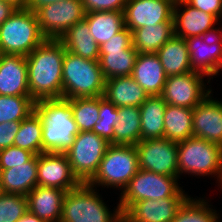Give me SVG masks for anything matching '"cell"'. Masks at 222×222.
I'll list each match as a JSON object with an SVG mask.
<instances>
[{"label": "cell", "mask_w": 222, "mask_h": 222, "mask_svg": "<svg viewBox=\"0 0 222 222\" xmlns=\"http://www.w3.org/2000/svg\"><path fill=\"white\" fill-rule=\"evenodd\" d=\"M222 173V146L196 137L178 142V177L211 176L219 182Z\"/></svg>", "instance_id": "cell-8"}, {"label": "cell", "mask_w": 222, "mask_h": 222, "mask_svg": "<svg viewBox=\"0 0 222 222\" xmlns=\"http://www.w3.org/2000/svg\"><path fill=\"white\" fill-rule=\"evenodd\" d=\"M84 19L89 24L91 36L99 46L125 28L123 11L88 12Z\"/></svg>", "instance_id": "cell-28"}, {"label": "cell", "mask_w": 222, "mask_h": 222, "mask_svg": "<svg viewBox=\"0 0 222 222\" xmlns=\"http://www.w3.org/2000/svg\"><path fill=\"white\" fill-rule=\"evenodd\" d=\"M38 155L16 167L0 170L1 192L27 196L37 186Z\"/></svg>", "instance_id": "cell-22"}, {"label": "cell", "mask_w": 222, "mask_h": 222, "mask_svg": "<svg viewBox=\"0 0 222 222\" xmlns=\"http://www.w3.org/2000/svg\"><path fill=\"white\" fill-rule=\"evenodd\" d=\"M61 0H28L26 9L36 12L39 8Z\"/></svg>", "instance_id": "cell-44"}, {"label": "cell", "mask_w": 222, "mask_h": 222, "mask_svg": "<svg viewBox=\"0 0 222 222\" xmlns=\"http://www.w3.org/2000/svg\"><path fill=\"white\" fill-rule=\"evenodd\" d=\"M85 13L81 0H61L35 12L47 39H60L70 27L84 19Z\"/></svg>", "instance_id": "cell-11"}, {"label": "cell", "mask_w": 222, "mask_h": 222, "mask_svg": "<svg viewBox=\"0 0 222 222\" xmlns=\"http://www.w3.org/2000/svg\"><path fill=\"white\" fill-rule=\"evenodd\" d=\"M35 101L30 96L0 95V123L21 122L34 111Z\"/></svg>", "instance_id": "cell-35"}, {"label": "cell", "mask_w": 222, "mask_h": 222, "mask_svg": "<svg viewBox=\"0 0 222 222\" xmlns=\"http://www.w3.org/2000/svg\"><path fill=\"white\" fill-rule=\"evenodd\" d=\"M188 198L147 199L135 202L124 214L123 222H172Z\"/></svg>", "instance_id": "cell-18"}, {"label": "cell", "mask_w": 222, "mask_h": 222, "mask_svg": "<svg viewBox=\"0 0 222 222\" xmlns=\"http://www.w3.org/2000/svg\"><path fill=\"white\" fill-rule=\"evenodd\" d=\"M167 103L160 95L149 96L139 107L141 116L140 141L164 137V111Z\"/></svg>", "instance_id": "cell-27"}, {"label": "cell", "mask_w": 222, "mask_h": 222, "mask_svg": "<svg viewBox=\"0 0 222 222\" xmlns=\"http://www.w3.org/2000/svg\"><path fill=\"white\" fill-rule=\"evenodd\" d=\"M179 177L157 174L139 169L126 188L119 194V202L124 214L135 202L147 199L189 198L180 185Z\"/></svg>", "instance_id": "cell-5"}, {"label": "cell", "mask_w": 222, "mask_h": 222, "mask_svg": "<svg viewBox=\"0 0 222 222\" xmlns=\"http://www.w3.org/2000/svg\"><path fill=\"white\" fill-rule=\"evenodd\" d=\"M209 202L207 197L204 199L190 196L178 209L172 222H220L221 215Z\"/></svg>", "instance_id": "cell-33"}, {"label": "cell", "mask_w": 222, "mask_h": 222, "mask_svg": "<svg viewBox=\"0 0 222 222\" xmlns=\"http://www.w3.org/2000/svg\"><path fill=\"white\" fill-rule=\"evenodd\" d=\"M81 184L65 153L42 152L38 155L37 185L71 191Z\"/></svg>", "instance_id": "cell-15"}, {"label": "cell", "mask_w": 222, "mask_h": 222, "mask_svg": "<svg viewBox=\"0 0 222 222\" xmlns=\"http://www.w3.org/2000/svg\"><path fill=\"white\" fill-rule=\"evenodd\" d=\"M27 211L26 196L0 192V222H17Z\"/></svg>", "instance_id": "cell-37"}, {"label": "cell", "mask_w": 222, "mask_h": 222, "mask_svg": "<svg viewBox=\"0 0 222 222\" xmlns=\"http://www.w3.org/2000/svg\"><path fill=\"white\" fill-rule=\"evenodd\" d=\"M104 98L117 108L125 106L140 107L149 97L132 76H123L105 80Z\"/></svg>", "instance_id": "cell-23"}, {"label": "cell", "mask_w": 222, "mask_h": 222, "mask_svg": "<svg viewBox=\"0 0 222 222\" xmlns=\"http://www.w3.org/2000/svg\"><path fill=\"white\" fill-rule=\"evenodd\" d=\"M63 99L103 96L105 79L99 61L66 51L63 59Z\"/></svg>", "instance_id": "cell-4"}, {"label": "cell", "mask_w": 222, "mask_h": 222, "mask_svg": "<svg viewBox=\"0 0 222 222\" xmlns=\"http://www.w3.org/2000/svg\"><path fill=\"white\" fill-rule=\"evenodd\" d=\"M46 39L36 14L28 9H16L0 25L1 54L27 56Z\"/></svg>", "instance_id": "cell-6"}, {"label": "cell", "mask_w": 222, "mask_h": 222, "mask_svg": "<svg viewBox=\"0 0 222 222\" xmlns=\"http://www.w3.org/2000/svg\"><path fill=\"white\" fill-rule=\"evenodd\" d=\"M59 40L66 51L84 59L99 61L100 46L91 36L89 24L85 19L70 27Z\"/></svg>", "instance_id": "cell-24"}, {"label": "cell", "mask_w": 222, "mask_h": 222, "mask_svg": "<svg viewBox=\"0 0 222 222\" xmlns=\"http://www.w3.org/2000/svg\"><path fill=\"white\" fill-rule=\"evenodd\" d=\"M131 76L149 96L161 95L167 77L156 53H138Z\"/></svg>", "instance_id": "cell-21"}, {"label": "cell", "mask_w": 222, "mask_h": 222, "mask_svg": "<svg viewBox=\"0 0 222 222\" xmlns=\"http://www.w3.org/2000/svg\"><path fill=\"white\" fill-rule=\"evenodd\" d=\"M17 222H46L38 216L27 211Z\"/></svg>", "instance_id": "cell-45"}, {"label": "cell", "mask_w": 222, "mask_h": 222, "mask_svg": "<svg viewBox=\"0 0 222 222\" xmlns=\"http://www.w3.org/2000/svg\"><path fill=\"white\" fill-rule=\"evenodd\" d=\"M190 63L194 71L210 79L222 71V30L211 36H193L185 39Z\"/></svg>", "instance_id": "cell-14"}, {"label": "cell", "mask_w": 222, "mask_h": 222, "mask_svg": "<svg viewBox=\"0 0 222 222\" xmlns=\"http://www.w3.org/2000/svg\"><path fill=\"white\" fill-rule=\"evenodd\" d=\"M15 11L16 8L11 4L0 0V25L3 24Z\"/></svg>", "instance_id": "cell-43"}, {"label": "cell", "mask_w": 222, "mask_h": 222, "mask_svg": "<svg viewBox=\"0 0 222 222\" xmlns=\"http://www.w3.org/2000/svg\"><path fill=\"white\" fill-rule=\"evenodd\" d=\"M139 168L178 177V143L166 138L141 140L135 145Z\"/></svg>", "instance_id": "cell-12"}, {"label": "cell", "mask_w": 222, "mask_h": 222, "mask_svg": "<svg viewBox=\"0 0 222 222\" xmlns=\"http://www.w3.org/2000/svg\"><path fill=\"white\" fill-rule=\"evenodd\" d=\"M139 169L136 146L110 144L98 171L87 184L96 189L110 187L122 192Z\"/></svg>", "instance_id": "cell-7"}, {"label": "cell", "mask_w": 222, "mask_h": 222, "mask_svg": "<svg viewBox=\"0 0 222 222\" xmlns=\"http://www.w3.org/2000/svg\"><path fill=\"white\" fill-rule=\"evenodd\" d=\"M34 154L16 146L0 150V170L10 169L28 162Z\"/></svg>", "instance_id": "cell-38"}, {"label": "cell", "mask_w": 222, "mask_h": 222, "mask_svg": "<svg viewBox=\"0 0 222 222\" xmlns=\"http://www.w3.org/2000/svg\"><path fill=\"white\" fill-rule=\"evenodd\" d=\"M67 191L37 185L26 197L28 211L46 222H60Z\"/></svg>", "instance_id": "cell-20"}, {"label": "cell", "mask_w": 222, "mask_h": 222, "mask_svg": "<svg viewBox=\"0 0 222 222\" xmlns=\"http://www.w3.org/2000/svg\"><path fill=\"white\" fill-rule=\"evenodd\" d=\"M194 8L222 19V0H184Z\"/></svg>", "instance_id": "cell-42"}, {"label": "cell", "mask_w": 222, "mask_h": 222, "mask_svg": "<svg viewBox=\"0 0 222 222\" xmlns=\"http://www.w3.org/2000/svg\"><path fill=\"white\" fill-rule=\"evenodd\" d=\"M132 46V33L125 27L123 30L112 36L108 42L100 46V54H108V51L126 50Z\"/></svg>", "instance_id": "cell-39"}, {"label": "cell", "mask_w": 222, "mask_h": 222, "mask_svg": "<svg viewBox=\"0 0 222 222\" xmlns=\"http://www.w3.org/2000/svg\"><path fill=\"white\" fill-rule=\"evenodd\" d=\"M0 95L30 96L26 56L0 55Z\"/></svg>", "instance_id": "cell-19"}, {"label": "cell", "mask_w": 222, "mask_h": 222, "mask_svg": "<svg viewBox=\"0 0 222 222\" xmlns=\"http://www.w3.org/2000/svg\"><path fill=\"white\" fill-rule=\"evenodd\" d=\"M70 105L79 131H92L99 121V96L72 98Z\"/></svg>", "instance_id": "cell-34"}, {"label": "cell", "mask_w": 222, "mask_h": 222, "mask_svg": "<svg viewBox=\"0 0 222 222\" xmlns=\"http://www.w3.org/2000/svg\"><path fill=\"white\" fill-rule=\"evenodd\" d=\"M193 137V109L167 104L164 111V138L173 142Z\"/></svg>", "instance_id": "cell-29"}, {"label": "cell", "mask_w": 222, "mask_h": 222, "mask_svg": "<svg viewBox=\"0 0 222 222\" xmlns=\"http://www.w3.org/2000/svg\"><path fill=\"white\" fill-rule=\"evenodd\" d=\"M66 49L59 39H46L26 56L28 87L34 100L63 97L62 73Z\"/></svg>", "instance_id": "cell-1"}, {"label": "cell", "mask_w": 222, "mask_h": 222, "mask_svg": "<svg viewBox=\"0 0 222 222\" xmlns=\"http://www.w3.org/2000/svg\"><path fill=\"white\" fill-rule=\"evenodd\" d=\"M117 121L118 108L104 96H99V121L93 127L92 132L114 145V126Z\"/></svg>", "instance_id": "cell-36"}, {"label": "cell", "mask_w": 222, "mask_h": 222, "mask_svg": "<svg viewBox=\"0 0 222 222\" xmlns=\"http://www.w3.org/2000/svg\"><path fill=\"white\" fill-rule=\"evenodd\" d=\"M175 0H127L123 14L130 31L160 22H173Z\"/></svg>", "instance_id": "cell-16"}, {"label": "cell", "mask_w": 222, "mask_h": 222, "mask_svg": "<svg viewBox=\"0 0 222 222\" xmlns=\"http://www.w3.org/2000/svg\"><path fill=\"white\" fill-rule=\"evenodd\" d=\"M132 45L138 53H156L174 36L173 22H160L132 30Z\"/></svg>", "instance_id": "cell-26"}, {"label": "cell", "mask_w": 222, "mask_h": 222, "mask_svg": "<svg viewBox=\"0 0 222 222\" xmlns=\"http://www.w3.org/2000/svg\"><path fill=\"white\" fill-rule=\"evenodd\" d=\"M218 186H220L219 188H220V191H221V189H222V173H221V177H220V180H219V182H218Z\"/></svg>", "instance_id": "cell-47"}, {"label": "cell", "mask_w": 222, "mask_h": 222, "mask_svg": "<svg viewBox=\"0 0 222 222\" xmlns=\"http://www.w3.org/2000/svg\"><path fill=\"white\" fill-rule=\"evenodd\" d=\"M86 13L93 11H124L127 0H81Z\"/></svg>", "instance_id": "cell-40"}, {"label": "cell", "mask_w": 222, "mask_h": 222, "mask_svg": "<svg viewBox=\"0 0 222 222\" xmlns=\"http://www.w3.org/2000/svg\"><path fill=\"white\" fill-rule=\"evenodd\" d=\"M99 191L88 184L67 191L60 222H123L119 204L111 211Z\"/></svg>", "instance_id": "cell-3"}, {"label": "cell", "mask_w": 222, "mask_h": 222, "mask_svg": "<svg viewBox=\"0 0 222 222\" xmlns=\"http://www.w3.org/2000/svg\"><path fill=\"white\" fill-rule=\"evenodd\" d=\"M13 146L28 150L34 155L42 153V122L35 111L21 121Z\"/></svg>", "instance_id": "cell-32"}, {"label": "cell", "mask_w": 222, "mask_h": 222, "mask_svg": "<svg viewBox=\"0 0 222 222\" xmlns=\"http://www.w3.org/2000/svg\"><path fill=\"white\" fill-rule=\"evenodd\" d=\"M166 76L182 75L192 69L188 47L184 38L173 36L157 52Z\"/></svg>", "instance_id": "cell-25"}, {"label": "cell", "mask_w": 222, "mask_h": 222, "mask_svg": "<svg viewBox=\"0 0 222 222\" xmlns=\"http://www.w3.org/2000/svg\"><path fill=\"white\" fill-rule=\"evenodd\" d=\"M172 19L174 36L184 39L211 36L222 30V26L216 28V25L222 22L216 16L194 8L184 0L175 1Z\"/></svg>", "instance_id": "cell-13"}, {"label": "cell", "mask_w": 222, "mask_h": 222, "mask_svg": "<svg viewBox=\"0 0 222 222\" xmlns=\"http://www.w3.org/2000/svg\"><path fill=\"white\" fill-rule=\"evenodd\" d=\"M17 121L0 123V150L14 145V138L20 128Z\"/></svg>", "instance_id": "cell-41"}, {"label": "cell", "mask_w": 222, "mask_h": 222, "mask_svg": "<svg viewBox=\"0 0 222 222\" xmlns=\"http://www.w3.org/2000/svg\"><path fill=\"white\" fill-rule=\"evenodd\" d=\"M11 4L16 9H26L28 0H3Z\"/></svg>", "instance_id": "cell-46"}, {"label": "cell", "mask_w": 222, "mask_h": 222, "mask_svg": "<svg viewBox=\"0 0 222 222\" xmlns=\"http://www.w3.org/2000/svg\"><path fill=\"white\" fill-rule=\"evenodd\" d=\"M208 94L193 109V137L222 146V100Z\"/></svg>", "instance_id": "cell-17"}, {"label": "cell", "mask_w": 222, "mask_h": 222, "mask_svg": "<svg viewBox=\"0 0 222 222\" xmlns=\"http://www.w3.org/2000/svg\"><path fill=\"white\" fill-rule=\"evenodd\" d=\"M141 116L138 106L118 108V121L114 126V145H136L140 142Z\"/></svg>", "instance_id": "cell-30"}, {"label": "cell", "mask_w": 222, "mask_h": 222, "mask_svg": "<svg viewBox=\"0 0 222 222\" xmlns=\"http://www.w3.org/2000/svg\"><path fill=\"white\" fill-rule=\"evenodd\" d=\"M205 77L207 80H204ZM210 81L211 79L206 74L198 71L167 76L160 96L169 105L194 109L208 94L213 92Z\"/></svg>", "instance_id": "cell-10"}, {"label": "cell", "mask_w": 222, "mask_h": 222, "mask_svg": "<svg viewBox=\"0 0 222 222\" xmlns=\"http://www.w3.org/2000/svg\"><path fill=\"white\" fill-rule=\"evenodd\" d=\"M34 111L42 122V152L65 153L80 132L73 119L70 99L37 100Z\"/></svg>", "instance_id": "cell-2"}, {"label": "cell", "mask_w": 222, "mask_h": 222, "mask_svg": "<svg viewBox=\"0 0 222 222\" xmlns=\"http://www.w3.org/2000/svg\"><path fill=\"white\" fill-rule=\"evenodd\" d=\"M137 55L138 52L133 45L126 50L108 51V54H100L99 63L104 79L131 76Z\"/></svg>", "instance_id": "cell-31"}, {"label": "cell", "mask_w": 222, "mask_h": 222, "mask_svg": "<svg viewBox=\"0 0 222 222\" xmlns=\"http://www.w3.org/2000/svg\"><path fill=\"white\" fill-rule=\"evenodd\" d=\"M110 145L95 132H79L65 152L73 174L82 184H87L98 171L107 147Z\"/></svg>", "instance_id": "cell-9"}]
</instances>
